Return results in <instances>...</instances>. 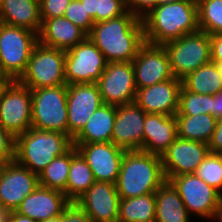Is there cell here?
I'll return each mask as SVG.
<instances>
[{
  "mask_svg": "<svg viewBox=\"0 0 222 222\" xmlns=\"http://www.w3.org/2000/svg\"><path fill=\"white\" fill-rule=\"evenodd\" d=\"M88 37L107 62H132L145 43L143 21L130 10L119 17L95 23Z\"/></svg>",
  "mask_w": 222,
  "mask_h": 222,
  "instance_id": "1",
  "label": "cell"
},
{
  "mask_svg": "<svg viewBox=\"0 0 222 222\" xmlns=\"http://www.w3.org/2000/svg\"><path fill=\"white\" fill-rule=\"evenodd\" d=\"M145 42L163 45L199 30L197 0H178L155 6L143 18Z\"/></svg>",
  "mask_w": 222,
  "mask_h": 222,
  "instance_id": "2",
  "label": "cell"
},
{
  "mask_svg": "<svg viewBox=\"0 0 222 222\" xmlns=\"http://www.w3.org/2000/svg\"><path fill=\"white\" fill-rule=\"evenodd\" d=\"M166 181L161 156L141 150L126 151L116 182L120 199L155 193Z\"/></svg>",
  "mask_w": 222,
  "mask_h": 222,
  "instance_id": "3",
  "label": "cell"
},
{
  "mask_svg": "<svg viewBox=\"0 0 222 222\" xmlns=\"http://www.w3.org/2000/svg\"><path fill=\"white\" fill-rule=\"evenodd\" d=\"M72 146V138L68 134L31 127L16 137L15 161L39 175L53 159Z\"/></svg>",
  "mask_w": 222,
  "mask_h": 222,
  "instance_id": "4",
  "label": "cell"
},
{
  "mask_svg": "<svg viewBox=\"0 0 222 222\" xmlns=\"http://www.w3.org/2000/svg\"><path fill=\"white\" fill-rule=\"evenodd\" d=\"M17 81L30 90L67 85L65 51L38 42L31 53L25 72Z\"/></svg>",
  "mask_w": 222,
  "mask_h": 222,
  "instance_id": "5",
  "label": "cell"
},
{
  "mask_svg": "<svg viewBox=\"0 0 222 222\" xmlns=\"http://www.w3.org/2000/svg\"><path fill=\"white\" fill-rule=\"evenodd\" d=\"M38 42L37 33L0 22L1 71L13 80H18L25 72L31 53Z\"/></svg>",
  "mask_w": 222,
  "mask_h": 222,
  "instance_id": "6",
  "label": "cell"
},
{
  "mask_svg": "<svg viewBox=\"0 0 222 222\" xmlns=\"http://www.w3.org/2000/svg\"><path fill=\"white\" fill-rule=\"evenodd\" d=\"M32 127L68 134L67 85L31 89Z\"/></svg>",
  "mask_w": 222,
  "mask_h": 222,
  "instance_id": "7",
  "label": "cell"
},
{
  "mask_svg": "<svg viewBox=\"0 0 222 222\" xmlns=\"http://www.w3.org/2000/svg\"><path fill=\"white\" fill-rule=\"evenodd\" d=\"M172 73L183 79L187 74L211 62L210 35L198 30L163 44Z\"/></svg>",
  "mask_w": 222,
  "mask_h": 222,
  "instance_id": "8",
  "label": "cell"
},
{
  "mask_svg": "<svg viewBox=\"0 0 222 222\" xmlns=\"http://www.w3.org/2000/svg\"><path fill=\"white\" fill-rule=\"evenodd\" d=\"M107 63L103 53L87 37L70 50L65 51V80L67 85L96 83Z\"/></svg>",
  "mask_w": 222,
  "mask_h": 222,
  "instance_id": "9",
  "label": "cell"
},
{
  "mask_svg": "<svg viewBox=\"0 0 222 222\" xmlns=\"http://www.w3.org/2000/svg\"><path fill=\"white\" fill-rule=\"evenodd\" d=\"M180 195L187 211L200 217L216 218L222 193L195 174L178 175L169 180Z\"/></svg>",
  "mask_w": 222,
  "mask_h": 222,
  "instance_id": "10",
  "label": "cell"
},
{
  "mask_svg": "<svg viewBox=\"0 0 222 222\" xmlns=\"http://www.w3.org/2000/svg\"><path fill=\"white\" fill-rule=\"evenodd\" d=\"M0 126L15 138L32 127L31 90L14 80L0 101Z\"/></svg>",
  "mask_w": 222,
  "mask_h": 222,
  "instance_id": "11",
  "label": "cell"
},
{
  "mask_svg": "<svg viewBox=\"0 0 222 222\" xmlns=\"http://www.w3.org/2000/svg\"><path fill=\"white\" fill-rule=\"evenodd\" d=\"M96 83L103 104L121 106L135 102L137 88L132 62H108Z\"/></svg>",
  "mask_w": 222,
  "mask_h": 222,
  "instance_id": "12",
  "label": "cell"
},
{
  "mask_svg": "<svg viewBox=\"0 0 222 222\" xmlns=\"http://www.w3.org/2000/svg\"><path fill=\"white\" fill-rule=\"evenodd\" d=\"M99 182L116 184L126 150L112 142L73 143Z\"/></svg>",
  "mask_w": 222,
  "mask_h": 222,
  "instance_id": "13",
  "label": "cell"
},
{
  "mask_svg": "<svg viewBox=\"0 0 222 222\" xmlns=\"http://www.w3.org/2000/svg\"><path fill=\"white\" fill-rule=\"evenodd\" d=\"M137 89L174 78L169 56L163 45L145 42L132 61Z\"/></svg>",
  "mask_w": 222,
  "mask_h": 222,
  "instance_id": "14",
  "label": "cell"
},
{
  "mask_svg": "<svg viewBox=\"0 0 222 222\" xmlns=\"http://www.w3.org/2000/svg\"><path fill=\"white\" fill-rule=\"evenodd\" d=\"M38 186V175L15 160L0 165V205L9 211H15Z\"/></svg>",
  "mask_w": 222,
  "mask_h": 222,
  "instance_id": "15",
  "label": "cell"
},
{
  "mask_svg": "<svg viewBox=\"0 0 222 222\" xmlns=\"http://www.w3.org/2000/svg\"><path fill=\"white\" fill-rule=\"evenodd\" d=\"M102 104L97 83L67 85L68 135L72 139Z\"/></svg>",
  "mask_w": 222,
  "mask_h": 222,
  "instance_id": "16",
  "label": "cell"
},
{
  "mask_svg": "<svg viewBox=\"0 0 222 222\" xmlns=\"http://www.w3.org/2000/svg\"><path fill=\"white\" fill-rule=\"evenodd\" d=\"M208 154L207 143L177 137L161 155L166 181L178 175L194 174Z\"/></svg>",
  "mask_w": 222,
  "mask_h": 222,
  "instance_id": "17",
  "label": "cell"
},
{
  "mask_svg": "<svg viewBox=\"0 0 222 222\" xmlns=\"http://www.w3.org/2000/svg\"><path fill=\"white\" fill-rule=\"evenodd\" d=\"M75 202L92 222H118L120 197L116 184L96 181Z\"/></svg>",
  "mask_w": 222,
  "mask_h": 222,
  "instance_id": "18",
  "label": "cell"
},
{
  "mask_svg": "<svg viewBox=\"0 0 222 222\" xmlns=\"http://www.w3.org/2000/svg\"><path fill=\"white\" fill-rule=\"evenodd\" d=\"M145 116L135 102L117 106L111 142L126 151L141 150Z\"/></svg>",
  "mask_w": 222,
  "mask_h": 222,
  "instance_id": "19",
  "label": "cell"
},
{
  "mask_svg": "<svg viewBox=\"0 0 222 222\" xmlns=\"http://www.w3.org/2000/svg\"><path fill=\"white\" fill-rule=\"evenodd\" d=\"M182 81L172 78L152 86L137 89L135 103L146 113L175 115L179 108Z\"/></svg>",
  "mask_w": 222,
  "mask_h": 222,
  "instance_id": "20",
  "label": "cell"
},
{
  "mask_svg": "<svg viewBox=\"0 0 222 222\" xmlns=\"http://www.w3.org/2000/svg\"><path fill=\"white\" fill-rule=\"evenodd\" d=\"M69 203L63 192L39 185L15 211L40 222L61 215Z\"/></svg>",
  "mask_w": 222,
  "mask_h": 222,
  "instance_id": "21",
  "label": "cell"
},
{
  "mask_svg": "<svg viewBox=\"0 0 222 222\" xmlns=\"http://www.w3.org/2000/svg\"><path fill=\"white\" fill-rule=\"evenodd\" d=\"M141 151L161 156L176 140V116L146 113Z\"/></svg>",
  "mask_w": 222,
  "mask_h": 222,
  "instance_id": "22",
  "label": "cell"
},
{
  "mask_svg": "<svg viewBox=\"0 0 222 222\" xmlns=\"http://www.w3.org/2000/svg\"><path fill=\"white\" fill-rule=\"evenodd\" d=\"M87 37L88 34L83 29L76 26L64 16L46 19L42 23L38 35L39 42L42 45L63 51L70 50Z\"/></svg>",
  "mask_w": 222,
  "mask_h": 222,
  "instance_id": "23",
  "label": "cell"
},
{
  "mask_svg": "<svg viewBox=\"0 0 222 222\" xmlns=\"http://www.w3.org/2000/svg\"><path fill=\"white\" fill-rule=\"evenodd\" d=\"M0 22L26 28L39 35L42 27L40 3L36 0H3Z\"/></svg>",
  "mask_w": 222,
  "mask_h": 222,
  "instance_id": "24",
  "label": "cell"
},
{
  "mask_svg": "<svg viewBox=\"0 0 222 222\" xmlns=\"http://www.w3.org/2000/svg\"><path fill=\"white\" fill-rule=\"evenodd\" d=\"M117 106L102 104L72 139V143L111 142Z\"/></svg>",
  "mask_w": 222,
  "mask_h": 222,
  "instance_id": "25",
  "label": "cell"
},
{
  "mask_svg": "<svg viewBox=\"0 0 222 222\" xmlns=\"http://www.w3.org/2000/svg\"><path fill=\"white\" fill-rule=\"evenodd\" d=\"M155 197V222H190L189 212L177 190L169 181H165L157 189Z\"/></svg>",
  "mask_w": 222,
  "mask_h": 222,
  "instance_id": "26",
  "label": "cell"
},
{
  "mask_svg": "<svg viewBox=\"0 0 222 222\" xmlns=\"http://www.w3.org/2000/svg\"><path fill=\"white\" fill-rule=\"evenodd\" d=\"M96 182L87 161L73 145L71 147V165L66 183V198L75 202Z\"/></svg>",
  "mask_w": 222,
  "mask_h": 222,
  "instance_id": "27",
  "label": "cell"
},
{
  "mask_svg": "<svg viewBox=\"0 0 222 222\" xmlns=\"http://www.w3.org/2000/svg\"><path fill=\"white\" fill-rule=\"evenodd\" d=\"M179 138L209 143L216 127L217 119L211 114L175 115Z\"/></svg>",
  "mask_w": 222,
  "mask_h": 222,
  "instance_id": "28",
  "label": "cell"
},
{
  "mask_svg": "<svg viewBox=\"0 0 222 222\" xmlns=\"http://www.w3.org/2000/svg\"><path fill=\"white\" fill-rule=\"evenodd\" d=\"M155 193L120 199L118 222H155Z\"/></svg>",
  "mask_w": 222,
  "mask_h": 222,
  "instance_id": "29",
  "label": "cell"
},
{
  "mask_svg": "<svg viewBox=\"0 0 222 222\" xmlns=\"http://www.w3.org/2000/svg\"><path fill=\"white\" fill-rule=\"evenodd\" d=\"M181 81L186 90L196 94L214 95L222 91V78L213 62L187 74Z\"/></svg>",
  "mask_w": 222,
  "mask_h": 222,
  "instance_id": "30",
  "label": "cell"
},
{
  "mask_svg": "<svg viewBox=\"0 0 222 222\" xmlns=\"http://www.w3.org/2000/svg\"><path fill=\"white\" fill-rule=\"evenodd\" d=\"M71 165V148L53 159L38 175L39 185L61 191L66 196V183Z\"/></svg>",
  "mask_w": 222,
  "mask_h": 222,
  "instance_id": "31",
  "label": "cell"
},
{
  "mask_svg": "<svg viewBox=\"0 0 222 222\" xmlns=\"http://www.w3.org/2000/svg\"><path fill=\"white\" fill-rule=\"evenodd\" d=\"M199 30L214 35L222 33V0H197Z\"/></svg>",
  "mask_w": 222,
  "mask_h": 222,
  "instance_id": "32",
  "label": "cell"
},
{
  "mask_svg": "<svg viewBox=\"0 0 222 222\" xmlns=\"http://www.w3.org/2000/svg\"><path fill=\"white\" fill-rule=\"evenodd\" d=\"M212 95L196 94L183 86L179 93V108L175 115L211 114Z\"/></svg>",
  "mask_w": 222,
  "mask_h": 222,
  "instance_id": "33",
  "label": "cell"
},
{
  "mask_svg": "<svg viewBox=\"0 0 222 222\" xmlns=\"http://www.w3.org/2000/svg\"><path fill=\"white\" fill-rule=\"evenodd\" d=\"M194 174L219 191L222 188V160L218 153L209 152Z\"/></svg>",
  "mask_w": 222,
  "mask_h": 222,
  "instance_id": "34",
  "label": "cell"
},
{
  "mask_svg": "<svg viewBox=\"0 0 222 222\" xmlns=\"http://www.w3.org/2000/svg\"><path fill=\"white\" fill-rule=\"evenodd\" d=\"M64 17L83 29L87 34L90 33L94 25V21L90 18L80 0H72L70 2L65 10Z\"/></svg>",
  "mask_w": 222,
  "mask_h": 222,
  "instance_id": "35",
  "label": "cell"
},
{
  "mask_svg": "<svg viewBox=\"0 0 222 222\" xmlns=\"http://www.w3.org/2000/svg\"><path fill=\"white\" fill-rule=\"evenodd\" d=\"M127 11L126 0H99L96 23L119 17Z\"/></svg>",
  "mask_w": 222,
  "mask_h": 222,
  "instance_id": "36",
  "label": "cell"
},
{
  "mask_svg": "<svg viewBox=\"0 0 222 222\" xmlns=\"http://www.w3.org/2000/svg\"><path fill=\"white\" fill-rule=\"evenodd\" d=\"M72 0H41L40 16L42 23L46 19H52L64 16L67 6Z\"/></svg>",
  "mask_w": 222,
  "mask_h": 222,
  "instance_id": "37",
  "label": "cell"
},
{
  "mask_svg": "<svg viewBox=\"0 0 222 222\" xmlns=\"http://www.w3.org/2000/svg\"><path fill=\"white\" fill-rule=\"evenodd\" d=\"M16 138L0 126V165L15 160Z\"/></svg>",
  "mask_w": 222,
  "mask_h": 222,
  "instance_id": "38",
  "label": "cell"
},
{
  "mask_svg": "<svg viewBox=\"0 0 222 222\" xmlns=\"http://www.w3.org/2000/svg\"><path fill=\"white\" fill-rule=\"evenodd\" d=\"M61 222H92V220L76 202H70L61 214Z\"/></svg>",
  "mask_w": 222,
  "mask_h": 222,
  "instance_id": "39",
  "label": "cell"
},
{
  "mask_svg": "<svg viewBox=\"0 0 222 222\" xmlns=\"http://www.w3.org/2000/svg\"><path fill=\"white\" fill-rule=\"evenodd\" d=\"M126 3L128 10L141 19L156 6V0H126Z\"/></svg>",
  "mask_w": 222,
  "mask_h": 222,
  "instance_id": "40",
  "label": "cell"
},
{
  "mask_svg": "<svg viewBox=\"0 0 222 222\" xmlns=\"http://www.w3.org/2000/svg\"><path fill=\"white\" fill-rule=\"evenodd\" d=\"M210 153H219L222 151V117L216 121V127L208 143Z\"/></svg>",
  "mask_w": 222,
  "mask_h": 222,
  "instance_id": "41",
  "label": "cell"
},
{
  "mask_svg": "<svg viewBox=\"0 0 222 222\" xmlns=\"http://www.w3.org/2000/svg\"><path fill=\"white\" fill-rule=\"evenodd\" d=\"M211 62H222V33L210 35Z\"/></svg>",
  "mask_w": 222,
  "mask_h": 222,
  "instance_id": "42",
  "label": "cell"
},
{
  "mask_svg": "<svg viewBox=\"0 0 222 222\" xmlns=\"http://www.w3.org/2000/svg\"><path fill=\"white\" fill-rule=\"evenodd\" d=\"M211 115L216 119L222 117V91L212 95Z\"/></svg>",
  "mask_w": 222,
  "mask_h": 222,
  "instance_id": "43",
  "label": "cell"
},
{
  "mask_svg": "<svg viewBox=\"0 0 222 222\" xmlns=\"http://www.w3.org/2000/svg\"><path fill=\"white\" fill-rule=\"evenodd\" d=\"M84 5V9L89 14L90 18L96 23V12L98 11L99 0H80Z\"/></svg>",
  "mask_w": 222,
  "mask_h": 222,
  "instance_id": "44",
  "label": "cell"
},
{
  "mask_svg": "<svg viewBox=\"0 0 222 222\" xmlns=\"http://www.w3.org/2000/svg\"><path fill=\"white\" fill-rule=\"evenodd\" d=\"M9 222H39L30 217L19 214L16 211H10Z\"/></svg>",
  "mask_w": 222,
  "mask_h": 222,
  "instance_id": "45",
  "label": "cell"
},
{
  "mask_svg": "<svg viewBox=\"0 0 222 222\" xmlns=\"http://www.w3.org/2000/svg\"><path fill=\"white\" fill-rule=\"evenodd\" d=\"M10 211L0 205V222H9Z\"/></svg>",
  "mask_w": 222,
  "mask_h": 222,
  "instance_id": "46",
  "label": "cell"
},
{
  "mask_svg": "<svg viewBox=\"0 0 222 222\" xmlns=\"http://www.w3.org/2000/svg\"><path fill=\"white\" fill-rule=\"evenodd\" d=\"M13 81H0V101L2 99V96L4 94V91L8 88V86L12 83Z\"/></svg>",
  "mask_w": 222,
  "mask_h": 222,
  "instance_id": "47",
  "label": "cell"
},
{
  "mask_svg": "<svg viewBox=\"0 0 222 222\" xmlns=\"http://www.w3.org/2000/svg\"><path fill=\"white\" fill-rule=\"evenodd\" d=\"M0 81H14L11 77L6 76L0 68Z\"/></svg>",
  "mask_w": 222,
  "mask_h": 222,
  "instance_id": "48",
  "label": "cell"
},
{
  "mask_svg": "<svg viewBox=\"0 0 222 222\" xmlns=\"http://www.w3.org/2000/svg\"><path fill=\"white\" fill-rule=\"evenodd\" d=\"M40 222H61V215H58L56 217H52V218H49L47 220H43Z\"/></svg>",
  "mask_w": 222,
  "mask_h": 222,
  "instance_id": "49",
  "label": "cell"
},
{
  "mask_svg": "<svg viewBox=\"0 0 222 222\" xmlns=\"http://www.w3.org/2000/svg\"><path fill=\"white\" fill-rule=\"evenodd\" d=\"M174 1H178V0H156V6L161 5V4H166V3H172Z\"/></svg>",
  "mask_w": 222,
  "mask_h": 222,
  "instance_id": "50",
  "label": "cell"
},
{
  "mask_svg": "<svg viewBox=\"0 0 222 222\" xmlns=\"http://www.w3.org/2000/svg\"><path fill=\"white\" fill-rule=\"evenodd\" d=\"M216 219H218L220 222H222V204L220 205V208L217 211Z\"/></svg>",
  "mask_w": 222,
  "mask_h": 222,
  "instance_id": "51",
  "label": "cell"
},
{
  "mask_svg": "<svg viewBox=\"0 0 222 222\" xmlns=\"http://www.w3.org/2000/svg\"><path fill=\"white\" fill-rule=\"evenodd\" d=\"M213 63L216 64L219 74L221 75V78H222V62H213Z\"/></svg>",
  "mask_w": 222,
  "mask_h": 222,
  "instance_id": "52",
  "label": "cell"
},
{
  "mask_svg": "<svg viewBox=\"0 0 222 222\" xmlns=\"http://www.w3.org/2000/svg\"><path fill=\"white\" fill-rule=\"evenodd\" d=\"M219 157L221 158L222 160V151L218 153Z\"/></svg>",
  "mask_w": 222,
  "mask_h": 222,
  "instance_id": "53",
  "label": "cell"
},
{
  "mask_svg": "<svg viewBox=\"0 0 222 222\" xmlns=\"http://www.w3.org/2000/svg\"><path fill=\"white\" fill-rule=\"evenodd\" d=\"M2 3H3V0H0V8H1V6H2Z\"/></svg>",
  "mask_w": 222,
  "mask_h": 222,
  "instance_id": "54",
  "label": "cell"
}]
</instances>
